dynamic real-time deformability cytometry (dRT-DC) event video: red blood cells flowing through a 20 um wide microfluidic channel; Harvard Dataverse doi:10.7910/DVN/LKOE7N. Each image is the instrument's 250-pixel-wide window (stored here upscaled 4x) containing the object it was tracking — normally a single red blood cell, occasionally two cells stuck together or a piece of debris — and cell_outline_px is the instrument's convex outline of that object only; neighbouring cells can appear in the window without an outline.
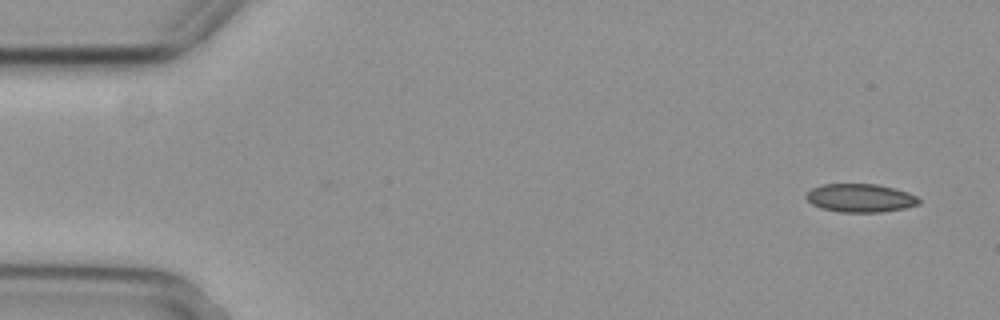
{"species": "common noctule bat (a hibernating species)", "species_latin": "Nyctalus noctula", "temperature_condition": "cold", "stored_images_in_passage": 3, "camera_frame_rate_fps": 3000, "um_per_image_px": 0.085, "animal": {"sex": "female", "body_mass_g": 29.2, "forearm_length_mm": 56.3}, "frame": {"image": 1, "passage_image": 1, "time_ms": 0.0, "image_size_px": [1000, 320], "cell_outline_px": [[920, 204], [904, 208], [880, 212], [840, 212], [820, 208], [812, 204], [804, 196], [812, 188], [820, 184], [876, 184], [896, 188], [908, 192], [916, 196], [920, 200]], "centroid_in_image_um": [73.12, 16.82], "position_along_channel_um": 11.9, "area_um2": 18.73}}